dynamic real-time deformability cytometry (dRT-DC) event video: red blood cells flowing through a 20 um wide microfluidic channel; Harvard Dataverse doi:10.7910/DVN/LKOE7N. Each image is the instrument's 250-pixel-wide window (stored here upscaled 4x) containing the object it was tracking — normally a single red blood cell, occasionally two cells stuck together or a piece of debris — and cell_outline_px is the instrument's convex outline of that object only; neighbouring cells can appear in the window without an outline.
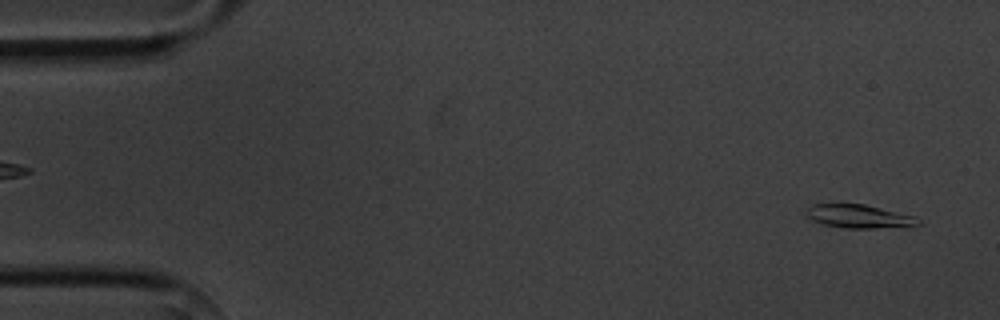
{"species": "common noctule bat (a hibernating species)", "species_latin": "Nyctalus noctula", "temperature_condition": "cold", "stored_images_in_passage": 5, "camera_frame_rate_fps": 3000, "um_per_image_px": 0.085, "animal": {"sex": "male", "body_mass_g": 20.1, "forearm_length_mm": 53.5}, "frame": {"image": 1, "passage_image": 5, "time_ms": 5.333, "image_size_px": [1000, 320], "cell_outline_px": [[924, 224], [872, 228], [844, 228], [824, 224], [812, 220], [808, 216], [808, 208], [812, 204], [864, 204], [912, 216], [920, 220]], "centroid_in_image_um": [72.99, 18.39], "position_along_channel_um": 12.0, "area_um2": 14.8}}